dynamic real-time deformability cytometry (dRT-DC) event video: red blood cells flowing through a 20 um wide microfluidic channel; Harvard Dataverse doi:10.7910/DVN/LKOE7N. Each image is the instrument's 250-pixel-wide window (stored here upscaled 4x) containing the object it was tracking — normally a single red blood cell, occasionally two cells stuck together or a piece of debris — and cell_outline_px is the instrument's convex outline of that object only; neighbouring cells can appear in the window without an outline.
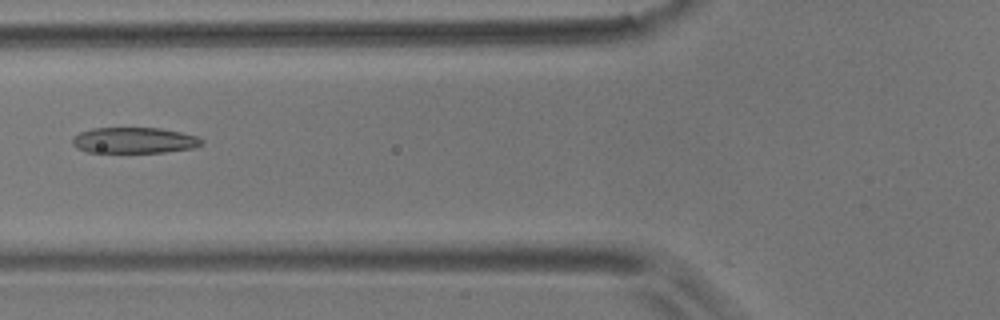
{"species": "common noctule bat (a hibernating species)", "species_latin": "Nyctalus noctula", "temperature_condition": "room temperature", "stored_images_in_passage": 5, "camera_frame_rate_fps": 3000, "um_per_image_px": 0.085, "animal": {"sex": "male", "body_mass_g": 17.9}, "frame": {"image": 1, "passage_image": 5, "time_ms": 1.333, "image_size_px": [1000, 320], "cell_outline_px": [[204, 144], [196, 148], [164, 152], [88, 152], [76, 148], [72, 144], [72, 136], [80, 132], [92, 128], [160, 128], [180, 132], [196, 136], [204, 140]], "centroid_in_image_um": [11.41, 11.93], "position_along_channel_um": 114.4, "area_um2": 19.65}}